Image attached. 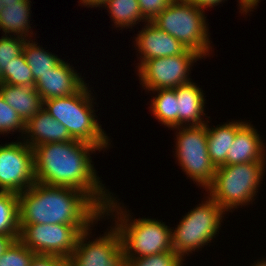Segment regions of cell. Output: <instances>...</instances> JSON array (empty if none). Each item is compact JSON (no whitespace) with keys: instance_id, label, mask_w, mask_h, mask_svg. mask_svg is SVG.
<instances>
[{"instance_id":"obj_37","label":"cell","mask_w":266,"mask_h":266,"mask_svg":"<svg viewBox=\"0 0 266 266\" xmlns=\"http://www.w3.org/2000/svg\"><path fill=\"white\" fill-rule=\"evenodd\" d=\"M255 266H266V260L261 262L258 261Z\"/></svg>"},{"instance_id":"obj_20","label":"cell","mask_w":266,"mask_h":266,"mask_svg":"<svg viewBox=\"0 0 266 266\" xmlns=\"http://www.w3.org/2000/svg\"><path fill=\"white\" fill-rule=\"evenodd\" d=\"M30 0L19 1L15 4H6L0 11V29L6 33L14 32L20 35V37H26L29 32L28 18L30 11Z\"/></svg>"},{"instance_id":"obj_16","label":"cell","mask_w":266,"mask_h":266,"mask_svg":"<svg viewBox=\"0 0 266 266\" xmlns=\"http://www.w3.org/2000/svg\"><path fill=\"white\" fill-rule=\"evenodd\" d=\"M252 125L245 123L237 132L227 153V165L260 162L264 159L263 142Z\"/></svg>"},{"instance_id":"obj_25","label":"cell","mask_w":266,"mask_h":266,"mask_svg":"<svg viewBox=\"0 0 266 266\" xmlns=\"http://www.w3.org/2000/svg\"><path fill=\"white\" fill-rule=\"evenodd\" d=\"M1 83L34 87L32 70L29 68L23 53L13 58V61L1 72Z\"/></svg>"},{"instance_id":"obj_9","label":"cell","mask_w":266,"mask_h":266,"mask_svg":"<svg viewBox=\"0 0 266 266\" xmlns=\"http://www.w3.org/2000/svg\"><path fill=\"white\" fill-rule=\"evenodd\" d=\"M82 232L77 225H20L19 240L36 255H55L68 259Z\"/></svg>"},{"instance_id":"obj_3","label":"cell","mask_w":266,"mask_h":266,"mask_svg":"<svg viewBox=\"0 0 266 266\" xmlns=\"http://www.w3.org/2000/svg\"><path fill=\"white\" fill-rule=\"evenodd\" d=\"M91 94L84 85L77 93L43 101L45 110L62 123L73 140L106 148L108 137L93 115ZM47 106V107H46Z\"/></svg>"},{"instance_id":"obj_34","label":"cell","mask_w":266,"mask_h":266,"mask_svg":"<svg viewBox=\"0 0 266 266\" xmlns=\"http://www.w3.org/2000/svg\"><path fill=\"white\" fill-rule=\"evenodd\" d=\"M259 0H240L241 4V11H244L247 13L251 8L257 5ZM249 9V10H248Z\"/></svg>"},{"instance_id":"obj_2","label":"cell","mask_w":266,"mask_h":266,"mask_svg":"<svg viewBox=\"0 0 266 266\" xmlns=\"http://www.w3.org/2000/svg\"><path fill=\"white\" fill-rule=\"evenodd\" d=\"M19 225H77L83 232L103 211L82 191L35 182L18 194Z\"/></svg>"},{"instance_id":"obj_7","label":"cell","mask_w":266,"mask_h":266,"mask_svg":"<svg viewBox=\"0 0 266 266\" xmlns=\"http://www.w3.org/2000/svg\"><path fill=\"white\" fill-rule=\"evenodd\" d=\"M183 217L171 232L173 250L182 258L187 252L199 249L217 234L222 214L225 212L210 196Z\"/></svg>"},{"instance_id":"obj_31","label":"cell","mask_w":266,"mask_h":266,"mask_svg":"<svg viewBox=\"0 0 266 266\" xmlns=\"http://www.w3.org/2000/svg\"><path fill=\"white\" fill-rule=\"evenodd\" d=\"M29 266H67V259L55 255H35Z\"/></svg>"},{"instance_id":"obj_13","label":"cell","mask_w":266,"mask_h":266,"mask_svg":"<svg viewBox=\"0 0 266 266\" xmlns=\"http://www.w3.org/2000/svg\"><path fill=\"white\" fill-rule=\"evenodd\" d=\"M85 82L63 60L52 71L40 76L34 83L42 101L77 93Z\"/></svg>"},{"instance_id":"obj_19","label":"cell","mask_w":266,"mask_h":266,"mask_svg":"<svg viewBox=\"0 0 266 266\" xmlns=\"http://www.w3.org/2000/svg\"><path fill=\"white\" fill-rule=\"evenodd\" d=\"M244 122H230L220 127H207V150L212 164L218 168L227 165V153L233 144L236 132Z\"/></svg>"},{"instance_id":"obj_22","label":"cell","mask_w":266,"mask_h":266,"mask_svg":"<svg viewBox=\"0 0 266 266\" xmlns=\"http://www.w3.org/2000/svg\"><path fill=\"white\" fill-rule=\"evenodd\" d=\"M22 53L27 61L29 68L32 70L34 82L42 75L52 71L62 60L50 54L35 43L25 41Z\"/></svg>"},{"instance_id":"obj_26","label":"cell","mask_w":266,"mask_h":266,"mask_svg":"<svg viewBox=\"0 0 266 266\" xmlns=\"http://www.w3.org/2000/svg\"><path fill=\"white\" fill-rule=\"evenodd\" d=\"M35 255L19 239H16L0 256V266H29Z\"/></svg>"},{"instance_id":"obj_21","label":"cell","mask_w":266,"mask_h":266,"mask_svg":"<svg viewBox=\"0 0 266 266\" xmlns=\"http://www.w3.org/2000/svg\"><path fill=\"white\" fill-rule=\"evenodd\" d=\"M0 234L19 239V202L18 194L0 191Z\"/></svg>"},{"instance_id":"obj_30","label":"cell","mask_w":266,"mask_h":266,"mask_svg":"<svg viewBox=\"0 0 266 266\" xmlns=\"http://www.w3.org/2000/svg\"><path fill=\"white\" fill-rule=\"evenodd\" d=\"M174 0H138L145 21H153Z\"/></svg>"},{"instance_id":"obj_33","label":"cell","mask_w":266,"mask_h":266,"mask_svg":"<svg viewBox=\"0 0 266 266\" xmlns=\"http://www.w3.org/2000/svg\"><path fill=\"white\" fill-rule=\"evenodd\" d=\"M12 241L13 239L10 236L0 234V256L4 253Z\"/></svg>"},{"instance_id":"obj_38","label":"cell","mask_w":266,"mask_h":266,"mask_svg":"<svg viewBox=\"0 0 266 266\" xmlns=\"http://www.w3.org/2000/svg\"><path fill=\"white\" fill-rule=\"evenodd\" d=\"M3 7L4 6H3V4H1V0H0V11L2 10Z\"/></svg>"},{"instance_id":"obj_29","label":"cell","mask_w":266,"mask_h":266,"mask_svg":"<svg viewBox=\"0 0 266 266\" xmlns=\"http://www.w3.org/2000/svg\"><path fill=\"white\" fill-rule=\"evenodd\" d=\"M25 131V122L19 114L9 106L0 94V132H8L14 130Z\"/></svg>"},{"instance_id":"obj_23","label":"cell","mask_w":266,"mask_h":266,"mask_svg":"<svg viewBox=\"0 0 266 266\" xmlns=\"http://www.w3.org/2000/svg\"><path fill=\"white\" fill-rule=\"evenodd\" d=\"M158 95L153 98L151 108L156 118L167 127H177V97L175 88L159 89Z\"/></svg>"},{"instance_id":"obj_8","label":"cell","mask_w":266,"mask_h":266,"mask_svg":"<svg viewBox=\"0 0 266 266\" xmlns=\"http://www.w3.org/2000/svg\"><path fill=\"white\" fill-rule=\"evenodd\" d=\"M175 150L182 169L200 186L208 188L214 180L216 167L207 150V125L181 128Z\"/></svg>"},{"instance_id":"obj_6","label":"cell","mask_w":266,"mask_h":266,"mask_svg":"<svg viewBox=\"0 0 266 266\" xmlns=\"http://www.w3.org/2000/svg\"><path fill=\"white\" fill-rule=\"evenodd\" d=\"M117 213H120V223L115 224V228L121 237L125 259L141 258L173 250L172 231L165 224L146 218L135 219L133 223H128L129 218L125 211ZM136 253L138 257L134 256Z\"/></svg>"},{"instance_id":"obj_1","label":"cell","mask_w":266,"mask_h":266,"mask_svg":"<svg viewBox=\"0 0 266 266\" xmlns=\"http://www.w3.org/2000/svg\"><path fill=\"white\" fill-rule=\"evenodd\" d=\"M32 149L37 183L80 190L103 211V215L119 208L105 193L89 159L90 151L99 150L97 146L71 140L44 143Z\"/></svg>"},{"instance_id":"obj_24","label":"cell","mask_w":266,"mask_h":266,"mask_svg":"<svg viewBox=\"0 0 266 266\" xmlns=\"http://www.w3.org/2000/svg\"><path fill=\"white\" fill-rule=\"evenodd\" d=\"M118 27L132 26L145 18L141 14L138 0H108L105 4Z\"/></svg>"},{"instance_id":"obj_12","label":"cell","mask_w":266,"mask_h":266,"mask_svg":"<svg viewBox=\"0 0 266 266\" xmlns=\"http://www.w3.org/2000/svg\"><path fill=\"white\" fill-rule=\"evenodd\" d=\"M88 230L80 234L74 252L67 259V266H124V249L117 229L86 244Z\"/></svg>"},{"instance_id":"obj_10","label":"cell","mask_w":266,"mask_h":266,"mask_svg":"<svg viewBox=\"0 0 266 266\" xmlns=\"http://www.w3.org/2000/svg\"><path fill=\"white\" fill-rule=\"evenodd\" d=\"M199 58L202 56L188 49L184 54L149 59L138 67L140 80L152 91L187 84L191 82L187 76L189 67Z\"/></svg>"},{"instance_id":"obj_17","label":"cell","mask_w":266,"mask_h":266,"mask_svg":"<svg viewBox=\"0 0 266 266\" xmlns=\"http://www.w3.org/2000/svg\"><path fill=\"white\" fill-rule=\"evenodd\" d=\"M0 94L25 123L43 108L41 96L34 87L0 83Z\"/></svg>"},{"instance_id":"obj_5","label":"cell","mask_w":266,"mask_h":266,"mask_svg":"<svg viewBox=\"0 0 266 266\" xmlns=\"http://www.w3.org/2000/svg\"><path fill=\"white\" fill-rule=\"evenodd\" d=\"M203 13L186 0H174L151 22L203 57L210 49Z\"/></svg>"},{"instance_id":"obj_28","label":"cell","mask_w":266,"mask_h":266,"mask_svg":"<svg viewBox=\"0 0 266 266\" xmlns=\"http://www.w3.org/2000/svg\"><path fill=\"white\" fill-rule=\"evenodd\" d=\"M27 39L20 38L19 35L15 38L2 36L0 39V72H2L6 66L22 54L23 46Z\"/></svg>"},{"instance_id":"obj_14","label":"cell","mask_w":266,"mask_h":266,"mask_svg":"<svg viewBox=\"0 0 266 266\" xmlns=\"http://www.w3.org/2000/svg\"><path fill=\"white\" fill-rule=\"evenodd\" d=\"M136 38L139 51L143 54L139 67L149 59L184 54L188 49L176 38L148 21Z\"/></svg>"},{"instance_id":"obj_18","label":"cell","mask_w":266,"mask_h":266,"mask_svg":"<svg viewBox=\"0 0 266 266\" xmlns=\"http://www.w3.org/2000/svg\"><path fill=\"white\" fill-rule=\"evenodd\" d=\"M177 97V129L186 121H192V126L204 125L200 118L204 113V95L194 83L180 85L175 88Z\"/></svg>"},{"instance_id":"obj_11","label":"cell","mask_w":266,"mask_h":266,"mask_svg":"<svg viewBox=\"0 0 266 266\" xmlns=\"http://www.w3.org/2000/svg\"><path fill=\"white\" fill-rule=\"evenodd\" d=\"M35 182L33 149L21 142L0 145V191L19 194Z\"/></svg>"},{"instance_id":"obj_35","label":"cell","mask_w":266,"mask_h":266,"mask_svg":"<svg viewBox=\"0 0 266 266\" xmlns=\"http://www.w3.org/2000/svg\"><path fill=\"white\" fill-rule=\"evenodd\" d=\"M108 0H81L84 5H91L92 7L102 6L107 3Z\"/></svg>"},{"instance_id":"obj_32","label":"cell","mask_w":266,"mask_h":266,"mask_svg":"<svg viewBox=\"0 0 266 266\" xmlns=\"http://www.w3.org/2000/svg\"><path fill=\"white\" fill-rule=\"evenodd\" d=\"M186 1L198 7L199 9L203 10L204 8L213 7L219 4L222 0H186Z\"/></svg>"},{"instance_id":"obj_4","label":"cell","mask_w":266,"mask_h":266,"mask_svg":"<svg viewBox=\"0 0 266 266\" xmlns=\"http://www.w3.org/2000/svg\"><path fill=\"white\" fill-rule=\"evenodd\" d=\"M266 161L223 165L215 170V177L207 188L210 197L228 211L252 201L260 184Z\"/></svg>"},{"instance_id":"obj_36","label":"cell","mask_w":266,"mask_h":266,"mask_svg":"<svg viewBox=\"0 0 266 266\" xmlns=\"http://www.w3.org/2000/svg\"><path fill=\"white\" fill-rule=\"evenodd\" d=\"M19 1H26V0H1V4L5 7L6 4H15L16 2Z\"/></svg>"},{"instance_id":"obj_15","label":"cell","mask_w":266,"mask_h":266,"mask_svg":"<svg viewBox=\"0 0 266 266\" xmlns=\"http://www.w3.org/2000/svg\"><path fill=\"white\" fill-rule=\"evenodd\" d=\"M30 141L25 142L31 148L44 143L67 142L73 140L66 127L54 119L44 107L25 123V131Z\"/></svg>"},{"instance_id":"obj_27","label":"cell","mask_w":266,"mask_h":266,"mask_svg":"<svg viewBox=\"0 0 266 266\" xmlns=\"http://www.w3.org/2000/svg\"><path fill=\"white\" fill-rule=\"evenodd\" d=\"M182 261L183 259L171 250L141 258L125 259L124 266H181Z\"/></svg>"}]
</instances>
